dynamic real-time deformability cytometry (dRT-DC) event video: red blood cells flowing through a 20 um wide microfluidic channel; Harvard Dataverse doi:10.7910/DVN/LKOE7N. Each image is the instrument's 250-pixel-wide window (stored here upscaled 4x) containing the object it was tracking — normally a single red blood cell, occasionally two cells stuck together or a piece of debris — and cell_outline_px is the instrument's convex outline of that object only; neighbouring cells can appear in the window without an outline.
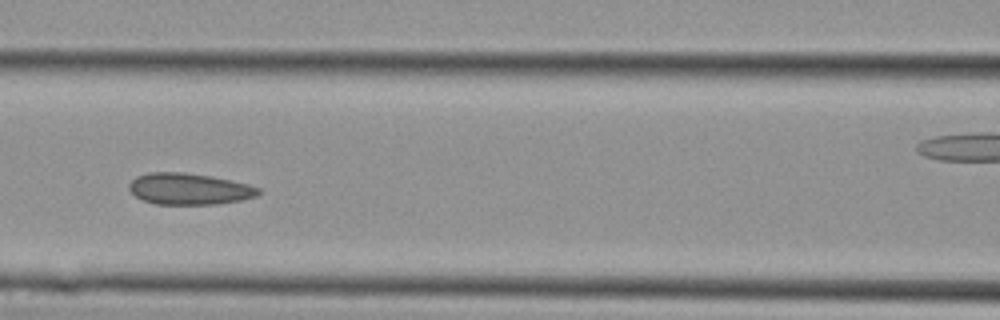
{"species": "Egyptian fruit bat (a non-hibernating species)", "species_latin": "Rousettus aegyptiacus", "temperature_condition": "cold", "stored_images_in_passage": 15, "camera_frame_rate_fps": 3000, "um_per_image_px": 0.085, "animal": {"sex": "female"}, "frame": {"image": 1, "passage_image": 9, "time_ms": 2.667, "image_size_px": [1000, 320], "cell_outline_px": [[264, 192], [256, 196], [240, 200], [216, 204], [156, 204], [144, 200], [136, 196], [128, 188], [128, 184], [136, 176], [148, 172], [184, 172], [212, 176], [248, 184], [260, 188]], "centroid_in_image_um": [16.09, 16.05], "position_along_channel_um": 150.5, "area_um2": 23.76}}
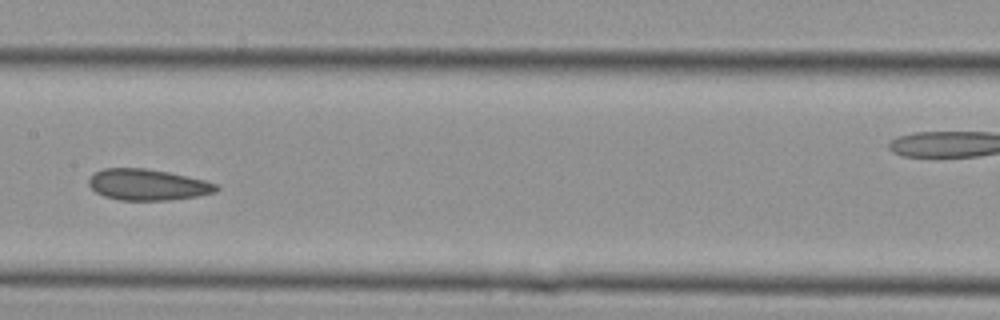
{"frame": {"image": 2, "passage_image": 11, "time_ms": 3.333, "image_size_px": [1000, 320], "cell_outline_px": [[220, 188], [216, 192], [200, 196], [168, 200], [120, 200], [104, 196], [96, 192], [88, 184], [88, 180], [96, 172], [104, 168], [144, 168], [168, 172], [204, 180], [220, 184]], "centroid_in_image_um": [12.6, 15.7], "position_along_channel_um": 194.8, "area_um2": 23.18}}